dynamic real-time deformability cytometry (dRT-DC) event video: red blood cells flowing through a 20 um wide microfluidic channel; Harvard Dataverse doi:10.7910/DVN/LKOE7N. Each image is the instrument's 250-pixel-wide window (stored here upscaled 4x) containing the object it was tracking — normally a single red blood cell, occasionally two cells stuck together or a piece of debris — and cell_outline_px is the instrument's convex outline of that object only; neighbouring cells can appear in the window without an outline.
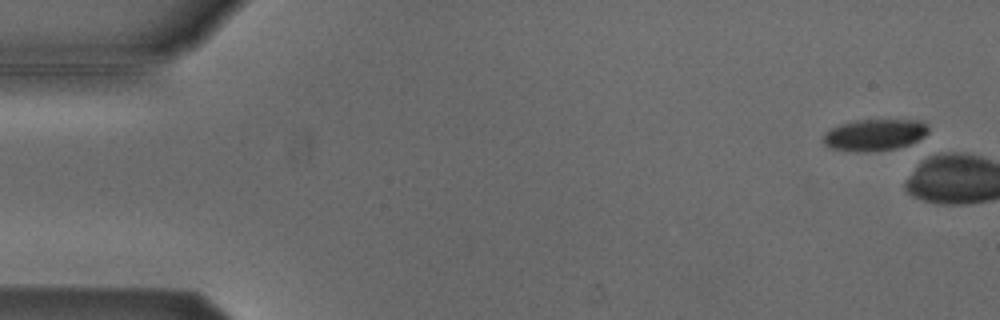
{"species": "Egyptian fruit bat (a non-hibernating species)", "species_latin": "Rousettus aegyptiacus", "temperature_condition": "cold", "stored_images_in_passage": 8, "segment_of_instrument_passage": [1, 2], "camera_frame_rate_fps": 3000, "um_per_image_px": 0.085, "animal": {"sex": "male"}, "frame": {"image": 1, "passage_image": 1, "time_ms": 0.0, "image_size_px": [1000, 320], "cell_outline_px": [[928, 132], [924, 136], [908, 144], [896, 148], [864, 152], [832, 148], [824, 144], [824, 132], [840, 124], [856, 120], [924, 120], [928, 124]], "centroid_in_image_um": [74.36, 11.44], "position_along_channel_um": 10.6, "area_um2": 19.13}}